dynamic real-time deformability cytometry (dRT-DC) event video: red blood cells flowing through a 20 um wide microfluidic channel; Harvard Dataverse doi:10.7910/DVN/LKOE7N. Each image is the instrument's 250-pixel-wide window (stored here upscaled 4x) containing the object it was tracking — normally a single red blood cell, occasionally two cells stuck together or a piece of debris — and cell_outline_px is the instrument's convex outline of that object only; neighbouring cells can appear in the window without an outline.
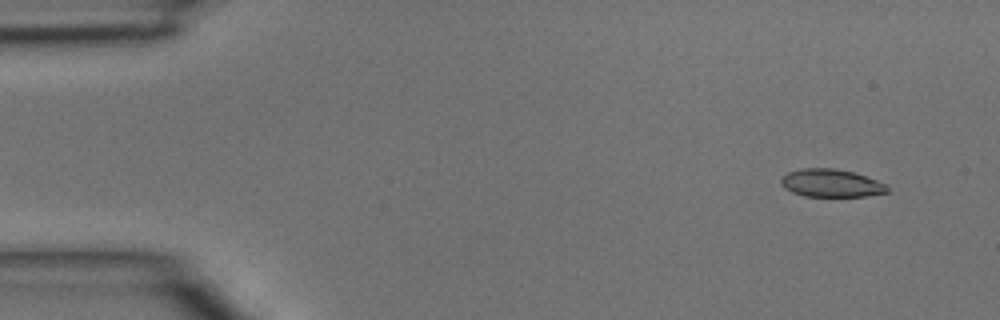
{"species": "common noctule bat (a hibernating species)", "species_latin": "Nyctalus noctula", "temperature_condition": "room temperature", "stored_images_in_passage": 4, "segment_of_instrument_passage": [2, 2], "camera_frame_rate_fps": 3000, "um_per_image_px": 0.085, "animal": {"sex": "male", "body_mass_g": 15.6}, "frame": {"image": 1, "passage_image": 4, "time_ms": 1.0, "image_size_px": [1000, 320], "cell_outline_px": [[888, 192], [864, 196], [804, 196], [792, 192], [784, 188], [780, 184], [780, 180], [788, 172], [800, 168], [832, 168], [852, 172], [888, 184]], "centroid_in_image_um": [70.62, 15.57], "position_along_channel_um": 14.4, "area_um2": 17.17}}